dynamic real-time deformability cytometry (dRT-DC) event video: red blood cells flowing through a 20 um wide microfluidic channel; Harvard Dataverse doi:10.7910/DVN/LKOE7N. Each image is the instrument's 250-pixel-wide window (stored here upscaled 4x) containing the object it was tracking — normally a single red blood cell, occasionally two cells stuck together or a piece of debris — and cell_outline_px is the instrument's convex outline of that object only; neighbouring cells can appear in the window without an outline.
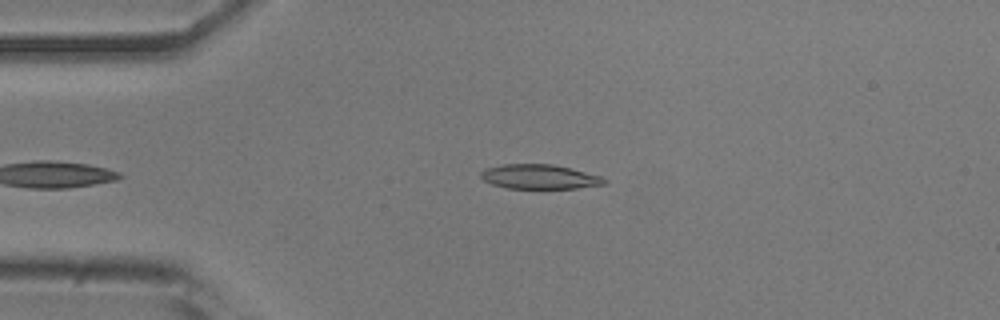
{"species": "common noctule bat (a hibernating species)", "species_latin": "Nyctalus noctula", "temperature_condition": "room temperature", "stored_images_in_passage": 37, "camera_frame_rate_fps": 3000, "um_per_image_px": 0.085, "animal": {"sex": "male", "body_mass_g": 20.5, "forearm_length_mm": 52.5}, "frame": {"image": 1, "passage_image": 1, "time_ms": 0.0, "image_size_px": [1000, 320], "cell_outline_px": [[608, 180], [604, 184], [576, 188], [508, 188], [492, 184], [484, 180], [480, 176], [480, 172], [484, 168], [504, 164], [552, 164], [600, 176]], "centroid_in_image_um": [45.81, 15.02], "position_along_channel_um": 39.2, "area_um2": 17.4}}
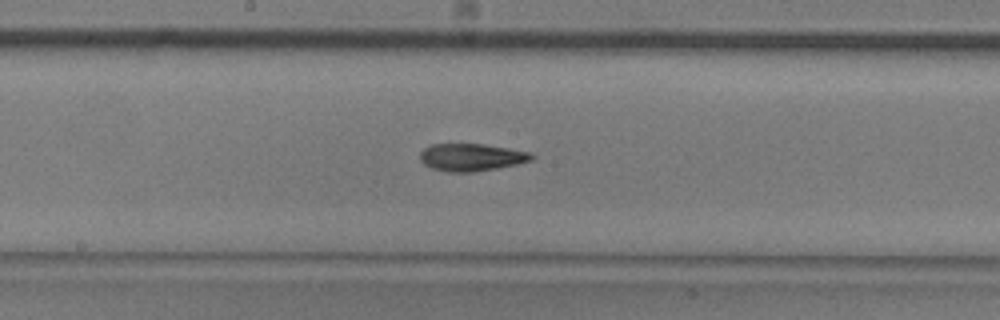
{"frame": {"image": 2, "passage_image": 16, "time_ms": 5.0, "image_size_px": [1000, 320], "cell_outline_px": [[536, 156], [532, 160], [516, 164], [496, 168], [472, 172], [448, 172], [432, 168], [424, 164], [420, 160], [420, 152], [424, 148], [432, 144], [484, 144], [532, 152]], "centroid_in_image_um": [40.08, 13.36], "position_along_channel_um": 208.1, "area_um2": 17.86}}
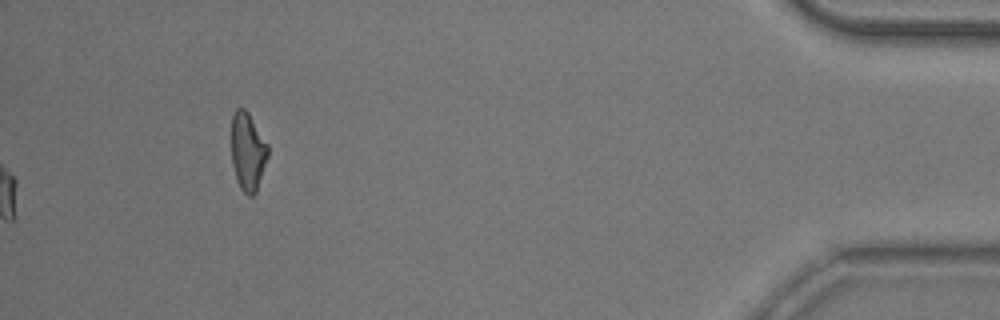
{"frame": {"image": 3, "passage_image": 37, "time_ms": 12.0, "image_size_px": [1000, 320], "cell_outline_px": [[268, 156], [256, 192], [252, 196], [248, 196], [240, 188], [236, 180], [232, 164], [232, 116], [236, 108], [244, 108], [248, 112], [268, 144]], "centroid_in_image_um": [21.06, 12.89], "position_along_channel_um": 414.1, "area_um2": 16.59}, "authors_computed_cell_mechanics": {"area_um2": 18.0336, "velocity_mm_per_s": 3.8908, "shape_relaxation_time_tau1_ms": 4.2205, "shape_relaxation_time_tau2_ms": 3.7904, "deformation_change_tau1": 0.1395, "deformation_change_tau2": 0.1282}}